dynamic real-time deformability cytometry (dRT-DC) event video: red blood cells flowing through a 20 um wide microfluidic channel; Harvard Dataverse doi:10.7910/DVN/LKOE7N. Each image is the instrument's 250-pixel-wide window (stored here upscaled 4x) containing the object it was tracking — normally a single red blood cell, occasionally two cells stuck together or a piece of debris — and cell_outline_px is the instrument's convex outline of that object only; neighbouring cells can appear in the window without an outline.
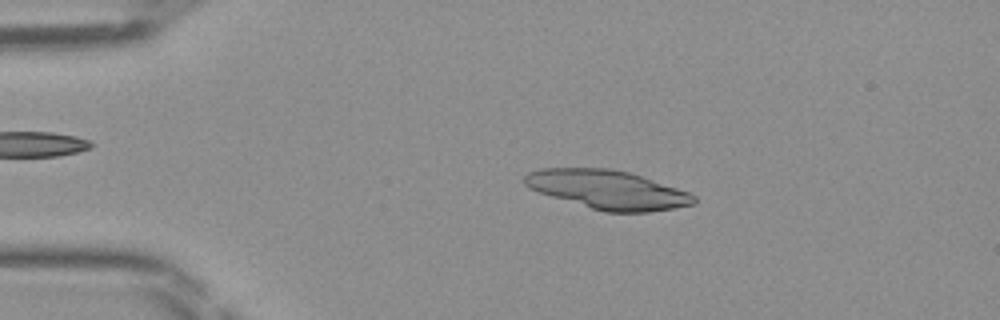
{"species": "Egyptian fruit bat (a non-hibernating species)", "species_latin": "Rousettus aegyptiacus", "temperature_condition": "room temperature", "stored_images_in_passage": 42, "segment_of_instrument_passage": [1, 2], "camera_frame_rate_fps": 3000, "um_per_image_px": 0.085, "frame": {"image": 1, "passage_image": 5, "time_ms": 1.333, "image_size_px": [1000, 320], "cell_outline_px": [[696, 204], [676, 208], [648, 212], [604, 212], [552, 196], [528, 188], [524, 184], [524, 176], [528, 172], [540, 168], [612, 168], [628, 172], [688, 192], [696, 196]], "centroid_in_image_um": [51.65, 16.12], "position_along_channel_um": 33.4, "area_um2": 38.03}}